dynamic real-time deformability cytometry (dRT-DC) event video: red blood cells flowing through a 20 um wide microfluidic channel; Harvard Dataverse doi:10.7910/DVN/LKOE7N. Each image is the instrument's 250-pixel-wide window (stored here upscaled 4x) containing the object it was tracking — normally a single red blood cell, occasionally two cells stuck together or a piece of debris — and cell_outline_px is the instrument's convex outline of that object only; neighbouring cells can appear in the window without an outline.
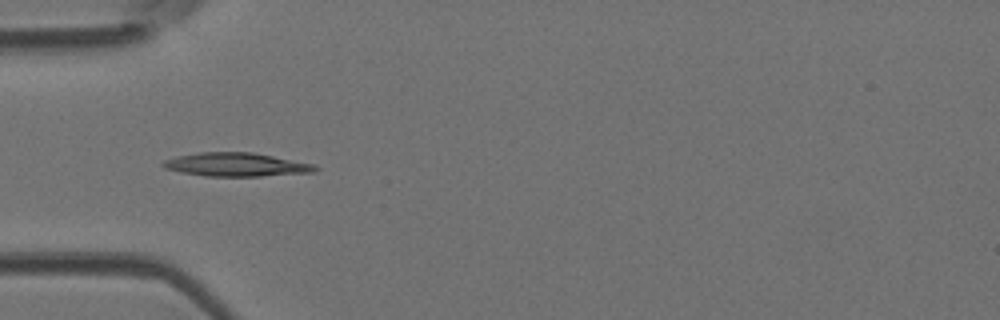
{"species": "Egyptian fruit bat (a non-hibernating species)", "species_latin": "Rousettus aegyptiacus", "temperature_condition": "room temperature", "stored_images_in_passage": 6, "camera_frame_rate_fps": 3000, "um_per_image_px": 0.085, "animal": {"sex": "female"}, "frame": {"image": 1, "passage_image": 4, "time_ms": 1.0, "image_size_px": [1000, 320], "cell_outline_px": [[320, 168], [316, 172], [260, 176], [204, 176], [180, 172], [164, 168], [160, 164], [164, 160], [176, 156], [200, 152], [252, 152], [316, 164]], "centroid_in_image_um": [20.09, 13.99], "position_along_channel_um": 64.9, "area_um2": 21.1}}
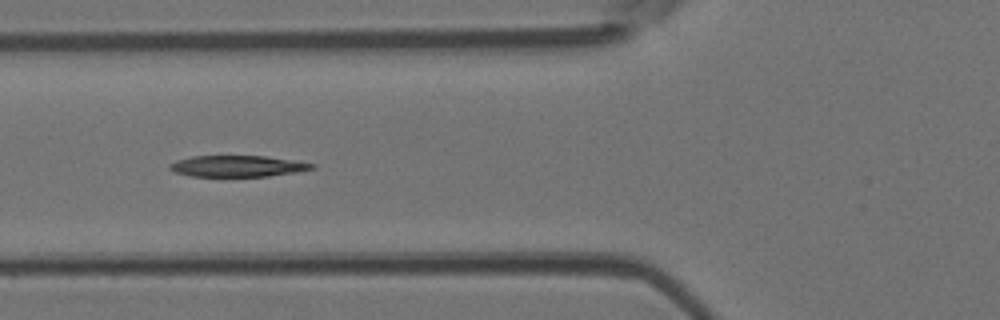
{"frame": {"image": 2, "passage_image": 5, "time_ms": 1.333, "image_size_px": [1000, 320], "cell_outline_px": [[316, 168], [296, 172], [268, 176], [192, 176], [176, 172], [168, 168], [168, 164], [176, 160], [192, 156], [264, 156], [292, 160], [316, 164]], "centroid_in_image_um": [20.18, 14.12], "position_along_channel_um": 105.6, "area_um2": 17.51}}
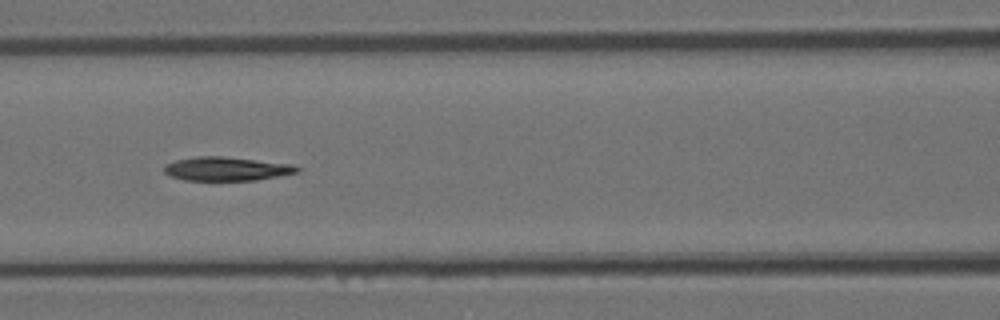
{"frame": {"image": 3, "passage_image": 6, "time_ms": 1.667, "image_size_px": [1000, 320], "cell_outline_px": [[300, 172], [280, 176], [256, 180], [184, 180], [168, 176], [164, 172], [164, 164], [176, 160], [196, 156], [220, 156], [292, 164], [300, 168]], "centroid_in_image_um": [19.24, 14.35], "position_along_channel_um": 147.4, "area_um2": 18.5}}